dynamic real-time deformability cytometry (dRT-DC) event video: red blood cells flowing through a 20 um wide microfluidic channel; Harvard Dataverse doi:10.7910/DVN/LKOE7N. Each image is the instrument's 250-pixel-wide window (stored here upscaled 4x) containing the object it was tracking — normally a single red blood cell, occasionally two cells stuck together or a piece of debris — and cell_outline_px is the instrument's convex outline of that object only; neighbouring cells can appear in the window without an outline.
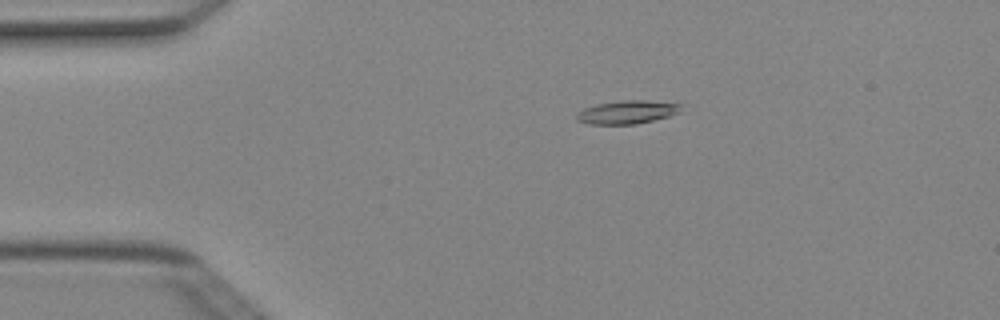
{"species": "Egyptian fruit bat (a non-hibernating species)", "species_latin": "Rousettus aegyptiacus", "temperature_condition": "cold", "stored_images_in_passage": 2, "camera_frame_rate_fps": 3000, "um_per_image_px": 0.085, "animal": {"sex": "female"}, "frame": {"image": 1, "passage_image": 1, "time_ms": 0.0, "image_size_px": [1000, 320], "cell_outline_px": [[684, 104], [680, 112], [668, 116], [636, 124], [588, 124], [576, 120], [576, 112], [584, 108], [596, 104], [620, 100], [644, 100]], "centroid_in_image_um": [53.29, 9.52], "position_along_channel_um": 31.7, "area_um2": 14.28}}